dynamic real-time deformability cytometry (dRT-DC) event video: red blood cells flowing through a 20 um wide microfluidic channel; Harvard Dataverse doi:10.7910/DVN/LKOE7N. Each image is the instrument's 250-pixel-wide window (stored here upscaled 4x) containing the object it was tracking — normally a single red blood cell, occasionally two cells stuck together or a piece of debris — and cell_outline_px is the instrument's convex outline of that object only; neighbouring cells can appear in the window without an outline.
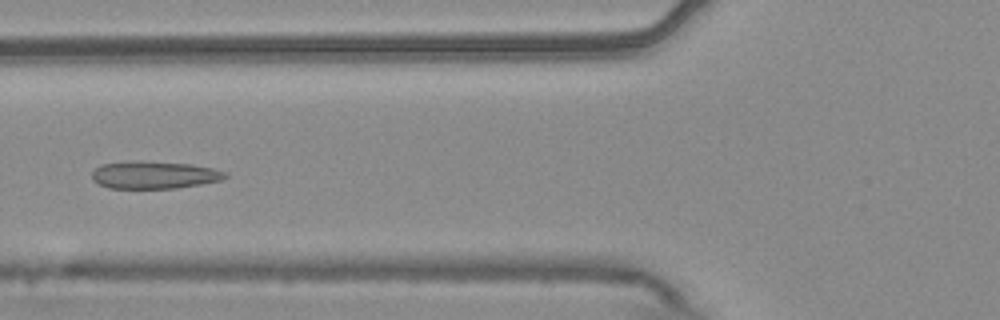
{"species": "common noctule bat (a hibernating species)", "species_latin": "Nyctalus noctula", "temperature_condition": "warm", "stored_images_in_passage": 54, "camera_frame_rate_fps": 3000, "um_per_image_px": 0.085, "animal": {"sex": "male", "body_mass_g": 20.4}, "frame": {"image": 1, "passage_image": 21, "time_ms": 6.667, "image_size_px": [1000, 320], "cell_outline_px": [[228, 176], [220, 180], [200, 184], [176, 188], [108, 188], [92, 180], [92, 172], [100, 164], [132, 160], [192, 164], [212, 168], [228, 172]], "centroid_in_image_um": [13.09, 14.86], "position_along_channel_um": 112.7, "area_um2": 21.44}}
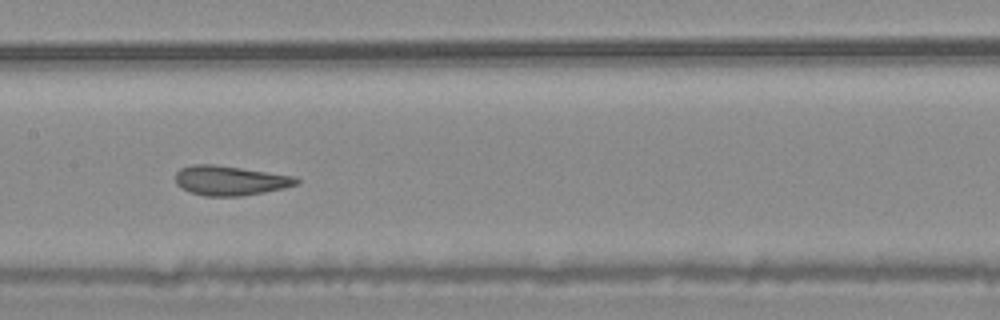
{"frame": {"image": 2, "passage_image": 27, "time_ms": 8.667, "image_size_px": [1000, 320], "cell_outline_px": [[300, 184], [284, 188], [264, 192], [240, 196], [204, 196], [192, 192], [176, 184], [176, 172], [180, 168], [192, 164], [216, 164], [296, 176], [300, 180]], "centroid_in_image_um": [19.6, 15.33], "position_along_channel_um": 187.8, "area_um2": 20.98}}
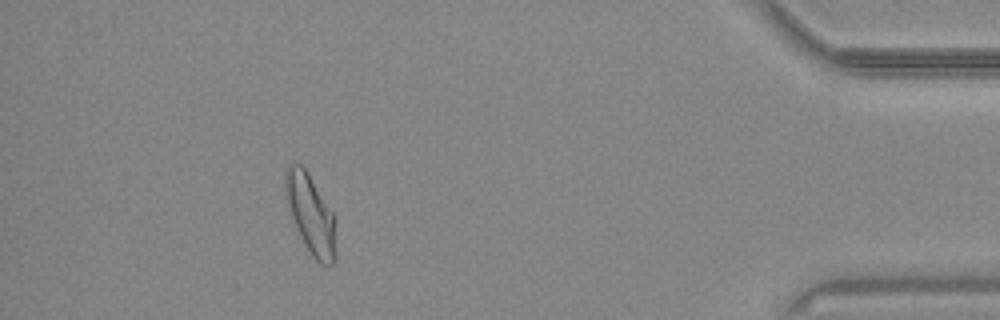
{"frame": {"image": 3, "passage_image": 49, "time_ms": 16.0, "image_size_px": [1000, 320], "cell_outline_px": [[336, 260], [332, 264], [320, 264], [312, 256], [304, 244], [296, 228], [288, 208], [284, 196], [284, 172], [288, 164], [300, 164], [308, 172], [336, 216]], "centroid_in_image_um": [26.42, 18.2], "position_along_channel_um": 408.8, "area_um2": 23.99}, "authors_computed_cell_mechanics": {"area_um2": 22.4842, "velocity_mm_per_s": 3.7453, "shape_relaxation_time_tau1_ms": null, "shape_relaxation_time_tau2_ms": 1.5233, "deformation_change_tau1": null, "deformation_change_tau2": 0.0895}}